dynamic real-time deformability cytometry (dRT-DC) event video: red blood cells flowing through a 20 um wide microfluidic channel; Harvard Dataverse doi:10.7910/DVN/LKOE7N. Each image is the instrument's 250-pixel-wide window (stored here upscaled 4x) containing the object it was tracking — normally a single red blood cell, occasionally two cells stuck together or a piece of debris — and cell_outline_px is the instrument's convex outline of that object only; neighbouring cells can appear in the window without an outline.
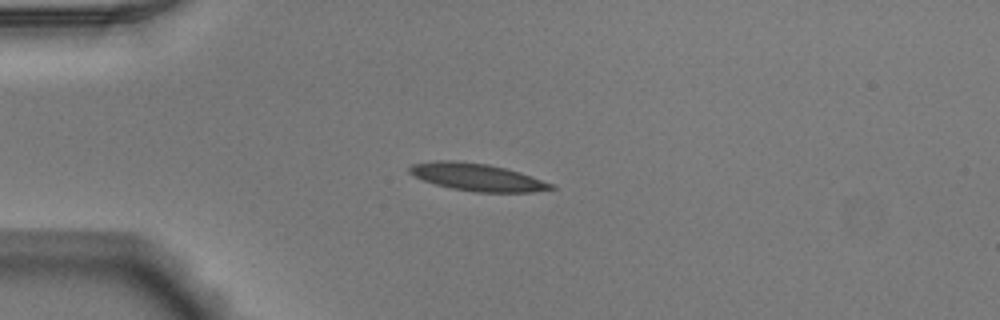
{"species": "Egyptian fruit bat (a non-hibernating species)", "species_latin": "Rousettus aegyptiacus", "temperature_condition": "warm", "stored_images_in_passage": 51, "camera_frame_rate_fps": 3000, "um_per_image_px": 0.085, "animal": {"sex": "male"}, "frame": {"image": 1, "passage_image": 13, "time_ms": 4.0, "image_size_px": [1000, 320], "cell_outline_px": [[556, 188], [532, 192], [476, 192], [452, 188], [436, 184], [424, 180], [408, 172], [408, 168], [412, 164], [436, 160], [452, 160], [488, 164], [520, 172], [552, 184]], "centroid_in_image_um": [40.53, 15.05], "position_along_channel_um": 44.5, "area_um2": 22.31}}
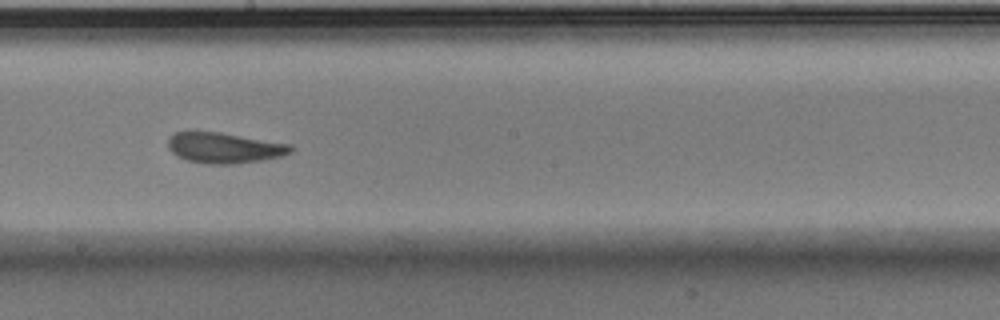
{"frame": {"image": 2, "passage_image": 29, "time_ms": 9.333, "image_size_px": [1000, 320], "cell_outline_px": [[296, 148], [292, 152], [280, 156], [264, 160], [232, 164], [204, 164], [188, 160], [176, 156], [168, 148], [168, 140], [176, 132], [220, 132], [292, 144]], "centroid_in_image_um": [19.11, 12.57], "position_along_channel_um": 229.1, "area_um2": 21.96}}
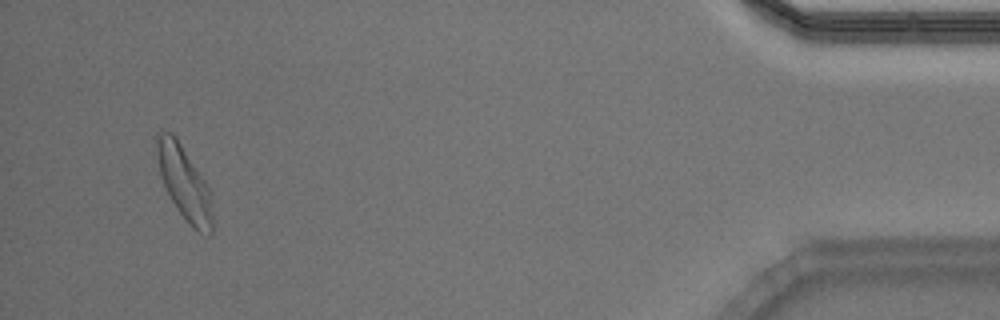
{"frame": {"image": 3, "passage_image": 49, "time_ms": 16.0, "image_size_px": [1000, 320], "cell_outline_px": [[212, 232], [208, 236], [196, 232], [188, 224], [176, 208], [164, 184], [160, 172], [156, 144], [156, 132], [160, 128], [172, 132], [176, 136], [204, 180], [208, 188], [212, 216]], "centroid_in_image_um": [15.64, 15.53], "position_along_channel_um": 419.6, "area_um2": 23.64}, "authors_computed_cell_mechanics": {"area_um2": 21.6172, "velocity_mm_per_s": 3.9076, "shape_relaxation_time_tau1_ms": 6.5179, "shape_relaxation_time_tau2_ms": 2.5478, "deformation_change_tau1": 0.1643, "deformation_change_tau2": 0.0874}}